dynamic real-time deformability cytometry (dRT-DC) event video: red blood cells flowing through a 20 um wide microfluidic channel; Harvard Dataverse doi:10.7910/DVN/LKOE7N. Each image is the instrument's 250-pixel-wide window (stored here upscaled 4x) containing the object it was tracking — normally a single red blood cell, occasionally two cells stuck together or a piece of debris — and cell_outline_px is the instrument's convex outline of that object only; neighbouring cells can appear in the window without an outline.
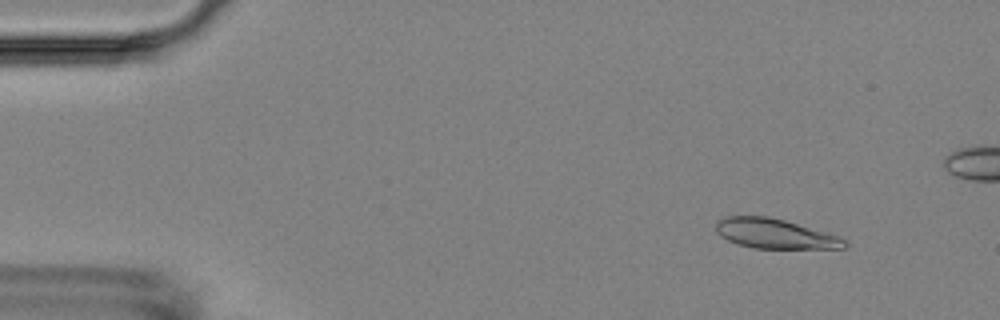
{"species": "Egyptian fruit bat (a non-hibernating species)", "species_latin": "Rousettus aegyptiacus", "temperature_condition": "room temperature", "stored_images_in_passage": 5, "camera_frame_rate_fps": 3000, "um_per_image_px": 0.085, "animal": {"sex": "female"}, "frame": {"image": 1, "passage_image": 5, "time_ms": 5.667, "image_size_px": [1000, 320], "cell_outline_px": [[848, 244], [844, 248], [752, 248], [736, 244], [720, 236], [716, 232], [716, 220], [724, 216], [768, 216], [784, 220], [836, 236], [844, 240]], "centroid_in_image_um": [65.76, 19.86], "position_along_channel_um": 19.2, "area_um2": 22.02}}